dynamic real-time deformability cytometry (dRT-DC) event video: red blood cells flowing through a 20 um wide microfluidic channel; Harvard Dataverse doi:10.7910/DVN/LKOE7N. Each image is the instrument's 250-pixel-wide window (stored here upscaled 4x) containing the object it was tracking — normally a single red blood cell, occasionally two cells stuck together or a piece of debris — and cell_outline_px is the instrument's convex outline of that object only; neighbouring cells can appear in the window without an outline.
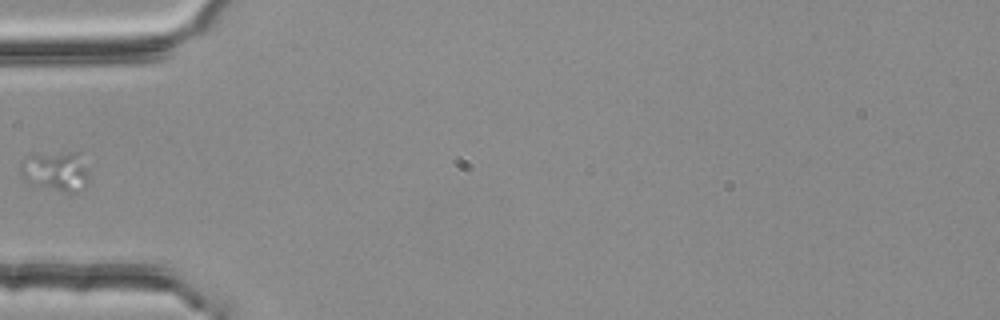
{"species": "common noctule bat (a hibernating species)", "species_latin": "Nyctalus noctula", "temperature_condition": "room temperature", "stored_images_in_passage": 5, "camera_frame_rate_fps": 3000, "um_per_image_px": 0.085, "animal": {"sex": "female", "body_mass_g": 25.1}, "frame": {"image": 1, "passage_image": 5, "time_ms": 1.333, "image_size_px": [1000, 320], "cell_outline_px": [[88, 180], [84, 188], [80, 192], [64, 192], [32, 184], [20, 176], [20, 160], [28, 156], [68, 152], [76, 152], [88, 168]], "centroid_in_image_um": [4.74, 14.58], "position_along_channel_um": 80.3, "area_um2": 15.78}}